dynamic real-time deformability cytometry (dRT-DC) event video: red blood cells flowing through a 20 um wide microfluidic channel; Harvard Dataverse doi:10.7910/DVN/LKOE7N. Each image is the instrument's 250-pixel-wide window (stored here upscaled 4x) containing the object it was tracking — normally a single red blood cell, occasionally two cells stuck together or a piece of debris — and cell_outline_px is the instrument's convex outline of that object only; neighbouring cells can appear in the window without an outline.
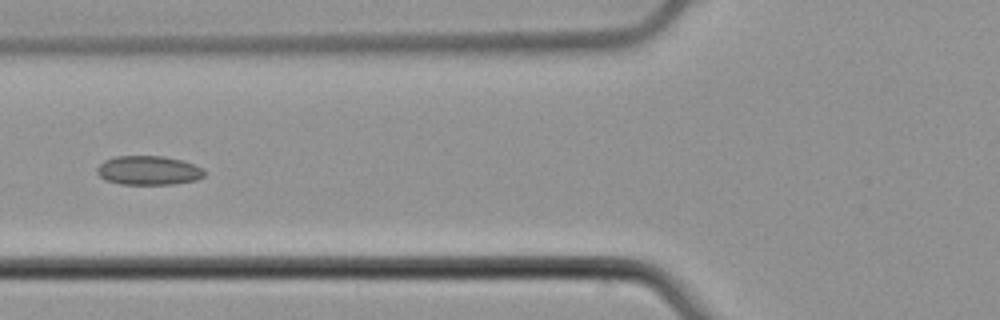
{"species": "common noctule bat (a hibernating species)", "species_latin": "Nyctalus noctula", "temperature_condition": "cold", "stored_images_in_passage": 7, "camera_frame_rate_fps": 3000, "um_per_image_px": 0.085, "animal": {"sex": "male", "body_mass_g": 21.5, "forearm_length_mm": 52.0}, "frame": {"image": 1, "passage_image": 6, "time_ms": 1.667, "image_size_px": [1000, 320], "cell_outline_px": [[204, 176], [196, 180], [172, 184], [120, 184], [104, 180], [96, 172], [96, 168], [104, 160], [116, 156], [164, 156], [180, 160], [204, 168]], "centroid_in_image_um": [12.59, 14.48], "position_along_channel_um": 113.2, "area_um2": 18.21}}
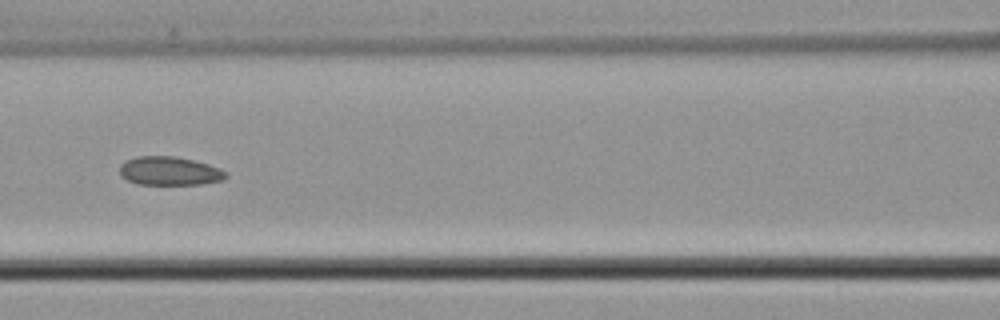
{"frame": {"image": 2, "passage_image": 7, "time_ms": 2.0, "image_size_px": [1000, 320], "cell_outline_px": [[228, 176], [224, 180], [200, 184], [136, 184], [120, 176], [120, 164], [136, 156], [176, 156], [196, 160], [220, 168], [228, 172]], "centroid_in_image_um": [14.44, 14.53], "position_along_channel_um": 152.2, "area_um2": 17.92}}